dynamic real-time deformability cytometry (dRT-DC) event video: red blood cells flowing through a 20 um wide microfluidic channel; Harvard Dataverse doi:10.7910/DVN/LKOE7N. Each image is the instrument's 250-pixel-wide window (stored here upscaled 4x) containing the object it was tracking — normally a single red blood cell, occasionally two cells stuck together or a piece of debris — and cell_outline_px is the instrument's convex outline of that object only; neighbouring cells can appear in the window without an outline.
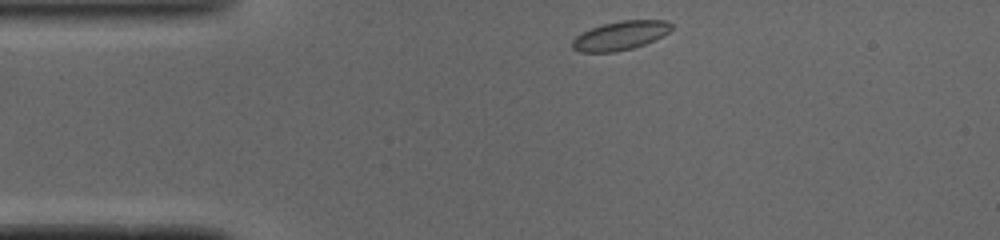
{"species": "common noctule bat (a hibernating species)", "species_latin": "Nyctalus noctula", "temperature_condition": "cold", "stored_images_in_passage": 41, "camera_frame_rate_fps": 3000, "um_per_image_px": 0.085, "animal": {"sex": "male", "body_mass_g": 19.0, "forearm_length_mm": 50.8}, "frame": {"image": 1, "passage_image": 1, "time_ms": 0.0, "image_size_px": [1000, 240], "cell_outline_px": [[672, 28], [668, 32], [644, 44], [632, 48], [616, 52], [580, 52], [572, 48], [572, 40], [576, 36], [592, 28], [604, 24], [620, 20], [664, 20], [672, 24]], "centroid_in_image_um": [52.7, 3.02], "position_along_channel_um": 32.3, "area_um2": 16.42}}
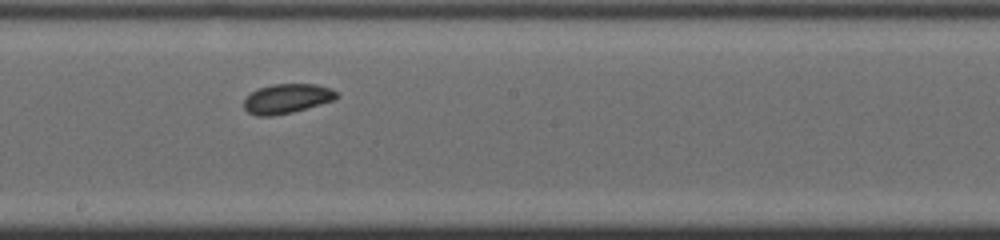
{"frame": {"image": 2, "passage_image": 18, "time_ms": 5.667, "image_size_px": [1000, 240], "cell_outline_px": [[340, 96], [332, 100], [320, 104], [292, 112], [272, 116], [256, 116], [248, 112], [244, 108], [244, 100], [256, 88], [272, 84], [316, 84], [332, 88]], "centroid_in_image_um": [24.38, 8.37], "position_along_channel_um": 223.8, "area_um2": 15.95}}
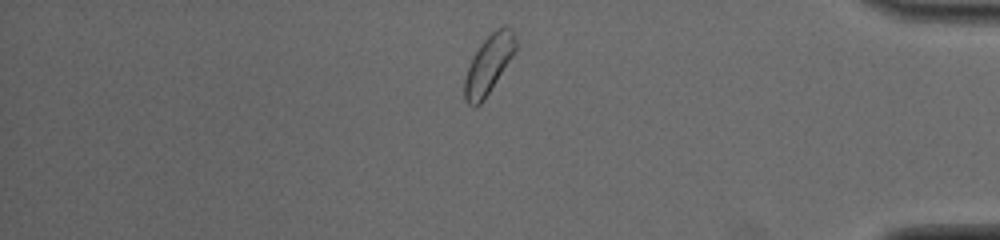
{"frame": {"image": 3, "passage_image": 33, "time_ms": 10.667, "image_size_px": [1000, 240], "cell_outline_px": [[516, 48], [512, 56], [484, 100], [476, 108], [472, 108], [464, 100], [464, 80], [472, 56], [480, 44], [496, 28], [504, 24], [512, 28], [516, 40]], "centroid_in_image_um": [41.52, 5.48], "position_along_channel_um": 393.7, "area_um2": 17.46}, "authors_computed_cell_mechanics": {"area_um2": 16.184, "velocity_mm_per_s": 4.0411, "shape_relaxation_time_tau1_ms": 2.412, "shape_relaxation_time_tau2_ms": 2.7559, "deformation_change_tau1": 0.069, "deformation_change_tau2": 0.0566}}